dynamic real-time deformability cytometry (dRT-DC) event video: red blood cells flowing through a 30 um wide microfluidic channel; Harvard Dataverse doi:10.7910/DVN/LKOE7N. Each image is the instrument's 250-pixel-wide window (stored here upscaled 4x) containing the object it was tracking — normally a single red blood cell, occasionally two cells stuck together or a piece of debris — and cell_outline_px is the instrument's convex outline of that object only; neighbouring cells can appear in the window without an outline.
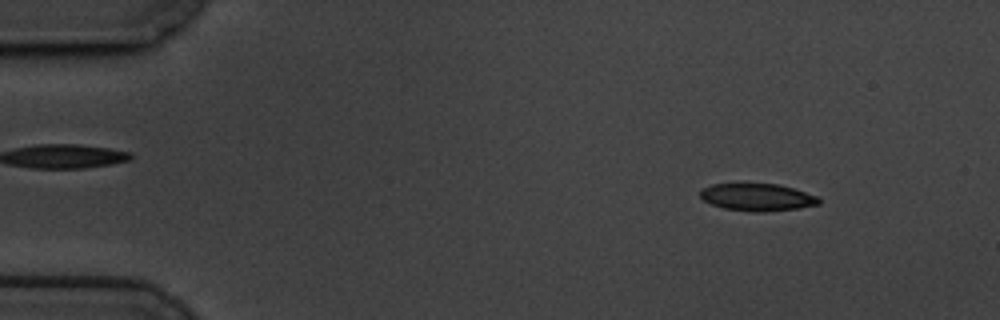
{"species": "common noctule bat (a hibernating species)", "species_latin": "Nyctalus noctula", "temperature_condition": "cold", "stored_images_in_passage": 57, "camera_frame_rate_fps": 3000, "um_per_image_px": 0.085, "animal": {"sex": "male", "body_mass_g": 19.5, "forearm_length_mm": 54.6}, "frame": {"image": 1, "passage_image": 6, "time_ms": 1.667, "image_size_px": [1000, 320], "cell_outline_px": [[820, 204], [800, 208], [764, 212], [756, 212], [724, 208], [712, 204], [704, 200], [700, 196], [700, 188], [712, 184], [776, 184], [792, 188], [816, 196], [820, 200]], "centroid_in_image_um": [64.35, 16.77], "position_along_channel_um": 20.6, "area_um2": 18.73}}
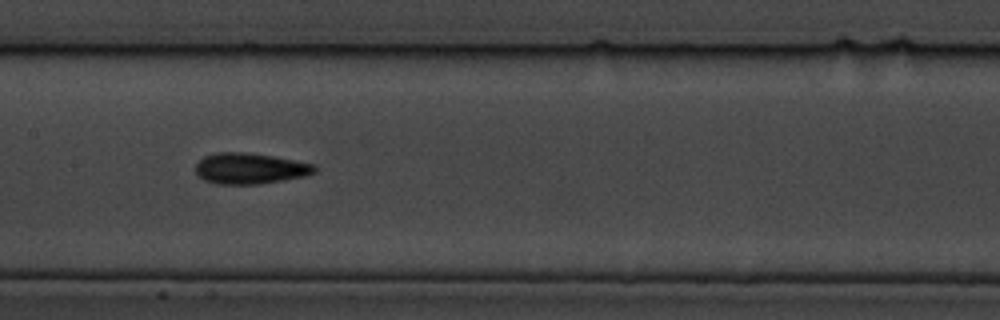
{"frame": {"image": 2, "passage_image": 28, "time_ms": 9.0, "image_size_px": [1000, 320], "cell_outline_px": [[316, 172], [304, 176], [284, 180], [260, 184], [216, 184], [204, 180], [196, 172], [196, 164], [204, 156], [216, 152], [248, 152], [272, 156], [316, 164]], "centroid_in_image_um": [21.26, 14.32], "position_along_channel_um": 186.1, "area_um2": 21.5}}
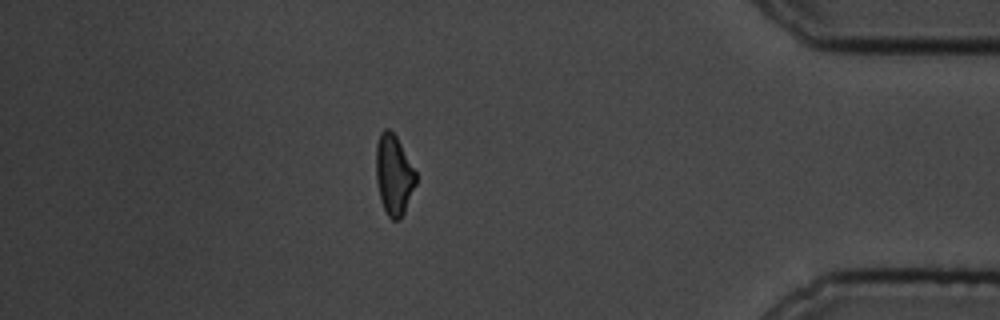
{"frame": {"image": 3, "passage_image": 50, "time_ms": 16.333, "image_size_px": [1000, 320], "cell_outline_px": [[416, 184], [404, 212], [400, 220], [392, 220], [388, 216], [380, 200], [376, 180], [376, 144], [380, 132], [384, 128], [388, 128], [396, 136], [416, 172]], "centroid_in_image_um": [33.46, 14.86], "position_along_channel_um": 401.7, "area_um2": 18.61}, "authors_computed_cell_mechanics": {"area_um2": 19.5942, "velocity_mm_per_s": 3.4512, "shape_relaxation_time_tau1_ms": 3.8606, "shape_relaxation_time_tau2_ms": 2.9188, "deformation_change_tau1": 0.1372, "deformation_change_tau2": 0.1025}}